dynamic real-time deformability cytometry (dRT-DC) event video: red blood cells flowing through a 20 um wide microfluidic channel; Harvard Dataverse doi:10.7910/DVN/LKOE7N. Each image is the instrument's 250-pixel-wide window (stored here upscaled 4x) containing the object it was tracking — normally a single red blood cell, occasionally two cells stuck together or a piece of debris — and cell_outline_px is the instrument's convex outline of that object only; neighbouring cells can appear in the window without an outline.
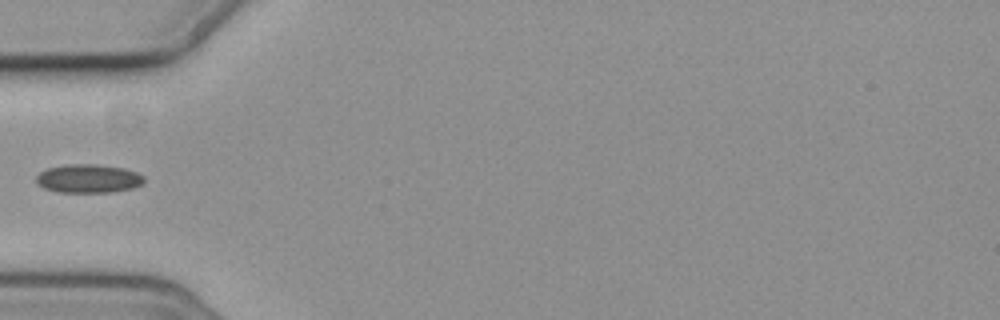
{"species": "common noctule bat (a hibernating species)", "species_latin": "Nyctalus noctula", "temperature_condition": "cold", "stored_images_in_passage": 39, "camera_frame_rate_fps": 3000, "um_per_image_px": 0.085, "animal": {"sex": "female", "body_mass_g": 19.3, "forearm_length_mm": 54.1}, "frame": {"image": 1, "passage_image": 1, "time_ms": 0.0, "image_size_px": [1000, 320], "cell_outline_px": [[144, 180], [140, 184], [132, 188], [112, 192], [60, 192], [44, 188], [36, 184], [36, 176], [40, 172], [48, 168], [64, 164], [96, 164], [124, 168], [136, 172], [144, 176]], "centroid_in_image_um": [7.48, 15.17], "position_along_channel_um": 77.5, "area_um2": 17.98}}
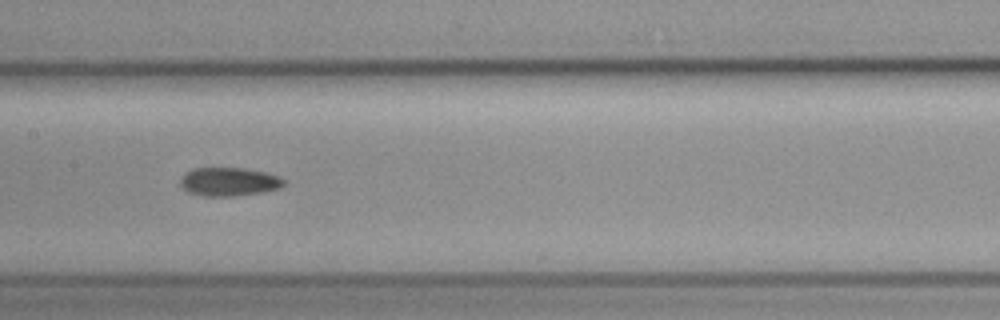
{"frame": {"image": 2, "passage_image": 10, "time_ms": 3.0, "image_size_px": [1000, 320], "cell_outline_px": [[284, 184], [280, 188], [264, 192], [232, 196], [204, 196], [188, 192], [180, 188], [180, 180], [184, 172], [192, 168], [244, 168], [264, 172], [280, 176], [284, 180]], "centroid_in_image_um": [19.43, 15.44], "position_along_channel_um": 188.0, "area_um2": 17.4}}
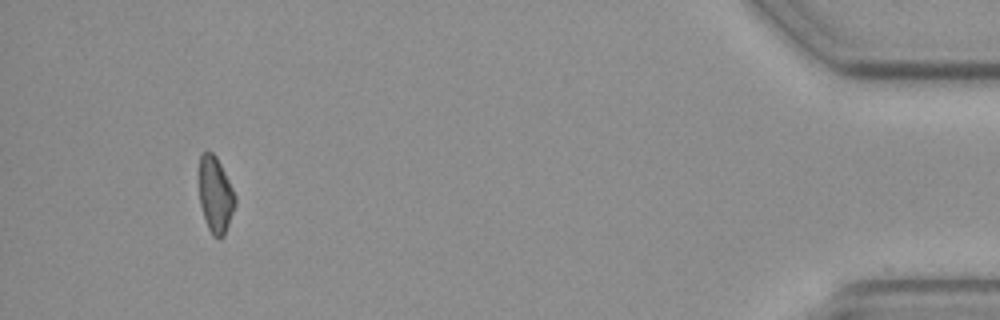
{"frame": {"image": 3, "passage_image": 35, "time_ms": 11.333, "image_size_px": [1000, 320], "cell_outline_px": [[236, 204], [224, 236], [220, 240], [212, 236], [208, 228], [200, 204], [200, 156], [204, 152], [212, 152], [216, 156], [236, 196]], "centroid_in_image_um": [18.33, 16.61], "position_along_channel_um": 416.9, "area_um2": 15.78}}